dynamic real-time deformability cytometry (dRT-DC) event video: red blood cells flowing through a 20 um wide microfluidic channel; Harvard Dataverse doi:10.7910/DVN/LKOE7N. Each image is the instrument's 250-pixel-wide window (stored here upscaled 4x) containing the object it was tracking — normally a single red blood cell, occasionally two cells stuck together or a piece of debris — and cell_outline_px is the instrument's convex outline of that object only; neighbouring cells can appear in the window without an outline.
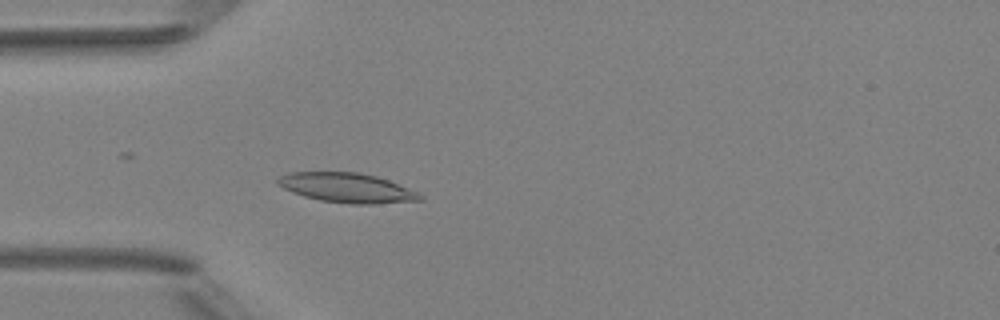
{"species": "Egyptian fruit bat (a non-hibernating species)", "species_latin": "Rousettus aegyptiacus", "temperature_condition": "room temperature", "stored_images_in_passage": 6, "camera_frame_rate_fps": 3000, "um_per_image_px": 0.085, "animal": {"sex": "female"}, "frame": {"image": 1, "passage_image": 6, "time_ms": 5.667, "image_size_px": [1000, 320], "cell_outline_px": [[424, 200], [372, 204], [352, 204], [320, 200], [304, 196], [292, 192], [276, 184], [276, 180], [280, 176], [288, 172], [360, 172], [376, 176], [388, 180], [416, 192], [424, 196]], "centroid_in_image_um": [29.47, 15.96], "position_along_channel_um": 55.5, "area_um2": 24.45}}